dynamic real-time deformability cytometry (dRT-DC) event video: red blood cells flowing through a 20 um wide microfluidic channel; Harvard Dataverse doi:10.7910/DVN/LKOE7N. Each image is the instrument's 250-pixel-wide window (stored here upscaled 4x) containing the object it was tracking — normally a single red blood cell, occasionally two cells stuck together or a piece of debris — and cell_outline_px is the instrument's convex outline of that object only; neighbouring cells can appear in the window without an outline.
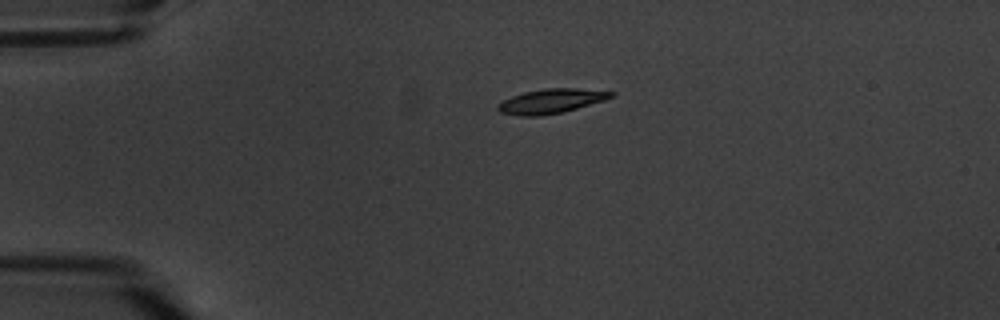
{"species": "common noctule bat (a hibernating species)", "species_latin": "Nyctalus noctula", "temperature_condition": "warm", "stored_images_in_passage": 3, "camera_frame_rate_fps": 3000, "um_per_image_px": 0.085, "animal": {"sex": "male", "body_mass_g": 20.1, "forearm_length_mm": 53.5}, "frame": {"image": 1, "passage_image": 1, "time_ms": 0.0, "image_size_px": [1000, 320], "cell_outline_px": [[616, 92], [612, 96], [604, 100], [576, 108], [560, 112], [536, 116], [520, 116], [500, 112], [496, 108], [496, 104], [512, 96], [524, 92], [544, 88], [576, 88]], "centroid_in_image_um": [46.8, 8.58], "position_along_channel_um": 38.2, "area_um2": 15.9}}
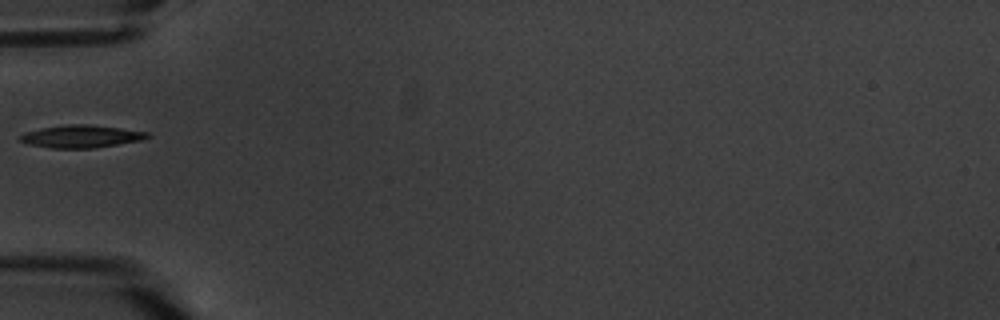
{"frame": {"image": 2, "passage_image": 3, "time_ms": 2.333, "image_size_px": [1000, 320], "cell_outline_px": [[152, 136], [144, 140], [96, 148], [52, 148], [28, 144], [20, 140], [20, 136], [24, 132], [40, 128], [68, 124], [88, 124], [120, 128], [148, 132]], "centroid_in_image_um": [6.94, 11.59], "position_along_channel_um": 78.1, "area_um2": 16.88}}